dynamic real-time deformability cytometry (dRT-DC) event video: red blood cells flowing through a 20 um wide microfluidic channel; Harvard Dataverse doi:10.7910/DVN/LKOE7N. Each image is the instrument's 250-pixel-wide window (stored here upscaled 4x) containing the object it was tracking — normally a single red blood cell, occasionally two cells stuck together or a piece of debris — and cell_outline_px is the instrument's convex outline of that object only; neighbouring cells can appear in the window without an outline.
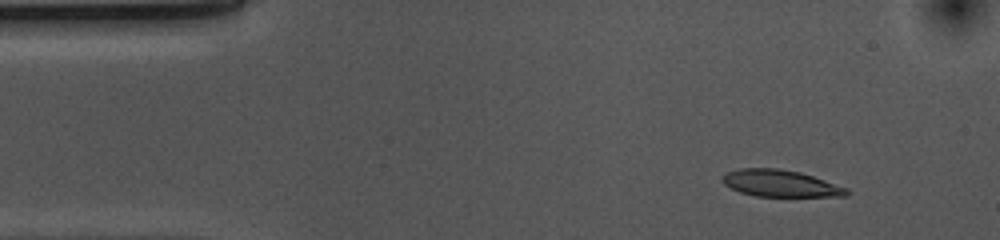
{"species": "common noctule bat (a hibernating species)", "species_latin": "Nyctalus noctula", "temperature_condition": "cold", "stored_images_in_passage": 51, "camera_frame_rate_fps": 3000, "um_per_image_px": 0.085, "animal": {"sex": "female", "body_mass_g": 10.0, "forearm_length_mm": 53.1}, "frame": {"image": 1, "passage_image": 4, "time_ms": 1.0, "image_size_px": [1000, 240], "cell_outline_px": [[852, 192], [848, 196], [756, 196], [740, 192], [724, 184], [720, 180], [728, 172], [740, 168], [776, 168], [800, 172], [848, 188]], "centroid_in_image_um": [66.36, 15.59], "position_along_channel_um": 18.6, "area_um2": 19.31}}
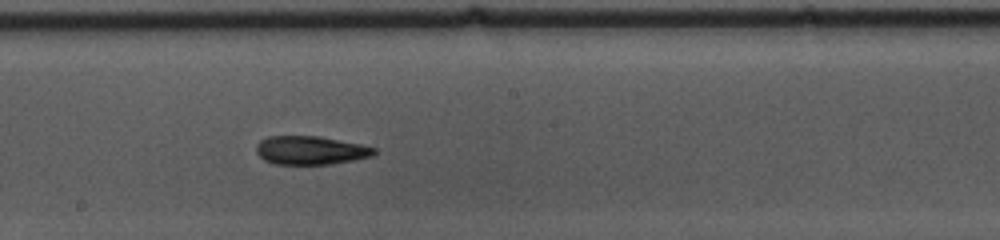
{"frame": {"image": 2, "passage_image": 26, "time_ms": 8.333, "image_size_px": [1000, 240], "cell_outline_px": [[380, 152], [372, 156], [352, 160], [328, 164], [276, 164], [264, 160], [256, 152], [256, 144], [260, 140], [268, 136], [316, 136], [360, 144], [380, 148]], "centroid_in_image_um": [26.42, 12.77], "position_along_channel_um": 221.8, "area_um2": 19.65}}
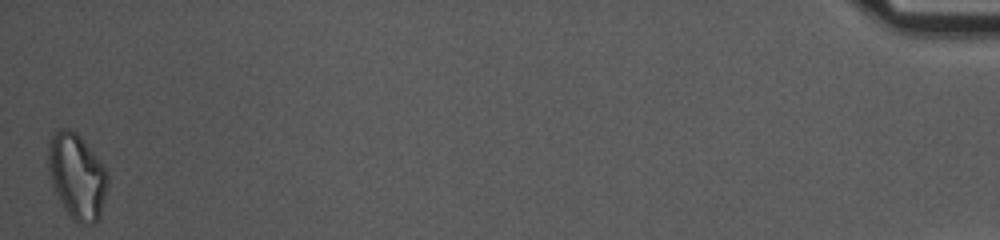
{"frame": {"image": 3, "passage_image": 51, "time_ms": 16.667, "image_size_px": [1000, 240], "cell_outline_px": [[108, 188], [100, 216], [96, 224], [76, 224], [72, 220], [64, 208], [52, 184], [48, 168], [48, 140], [60, 128], [68, 128], [76, 132], [84, 140], [108, 172]], "centroid_in_image_um": [6.56, 15.0], "position_along_channel_um": 428.6, "area_um2": 29.82}, "authors_computed_cell_mechanics": {"area_um2": 20.4612, "velocity_mm_per_s": 3.6905, "shape_relaxation_time_tau1_ms": 8.3765, "shape_relaxation_time_tau2_ms": 5.2123, "deformation_change_tau1": 0.1935, "deformation_change_tau2": 0.1459}}